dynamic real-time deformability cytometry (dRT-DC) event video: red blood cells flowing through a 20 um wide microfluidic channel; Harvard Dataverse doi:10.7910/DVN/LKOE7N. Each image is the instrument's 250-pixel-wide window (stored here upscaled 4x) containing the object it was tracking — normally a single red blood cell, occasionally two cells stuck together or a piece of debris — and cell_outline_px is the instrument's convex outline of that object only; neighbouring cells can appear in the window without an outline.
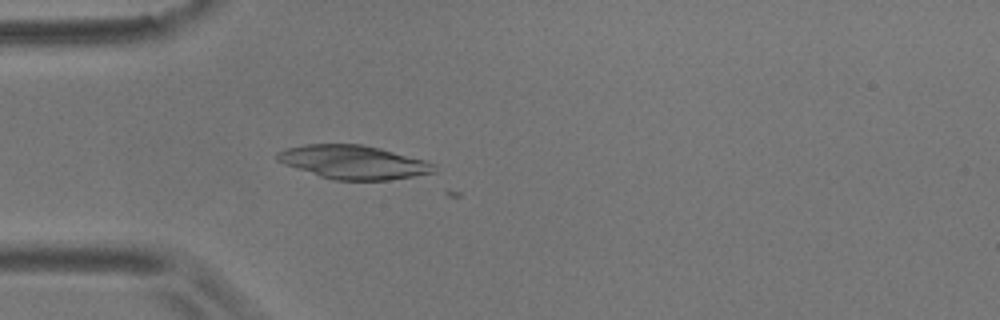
{"species": "common noctule bat (a hibernating species)", "species_latin": "Nyctalus noctula", "temperature_condition": "room temperature", "stored_images_in_passage": 8, "camera_frame_rate_fps": 3000, "um_per_image_px": 0.085, "animal": {"sex": "male", "body_mass_g": 17.9}, "frame": {"image": 1, "passage_image": 2, "time_ms": 0.333, "image_size_px": [1000, 320], "cell_outline_px": [[436, 172], [388, 180], [332, 180], [284, 164], [276, 160], [276, 152], [284, 148], [304, 144], [364, 144], [380, 148], [424, 160], [436, 164]], "centroid_in_image_um": [30.01, 13.77], "position_along_channel_um": 55.0, "area_um2": 30.81}}
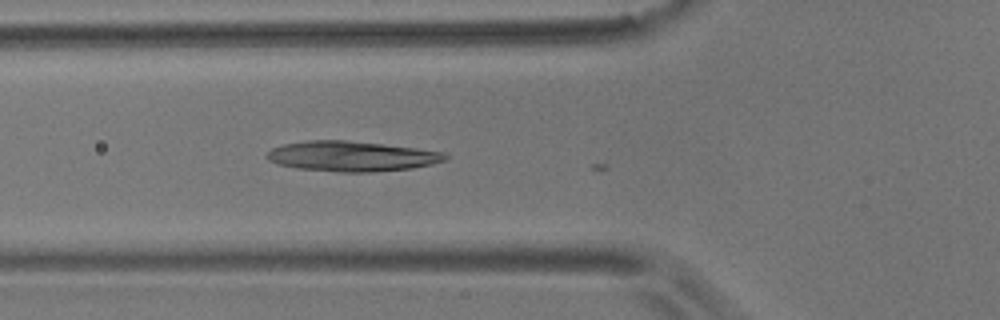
{"frame": {"image": 2, "passage_image": 6, "time_ms": 1.667, "image_size_px": [1000, 320], "cell_outline_px": [[448, 160], [432, 164], [412, 168], [372, 172], [336, 172], [296, 168], [276, 164], [268, 160], [264, 156], [272, 148], [284, 144], [308, 140], [344, 140], [416, 148], [444, 152], [448, 156]], "centroid_in_image_um": [29.87, 13.29], "position_along_channel_um": 95.9, "area_um2": 31.44}}